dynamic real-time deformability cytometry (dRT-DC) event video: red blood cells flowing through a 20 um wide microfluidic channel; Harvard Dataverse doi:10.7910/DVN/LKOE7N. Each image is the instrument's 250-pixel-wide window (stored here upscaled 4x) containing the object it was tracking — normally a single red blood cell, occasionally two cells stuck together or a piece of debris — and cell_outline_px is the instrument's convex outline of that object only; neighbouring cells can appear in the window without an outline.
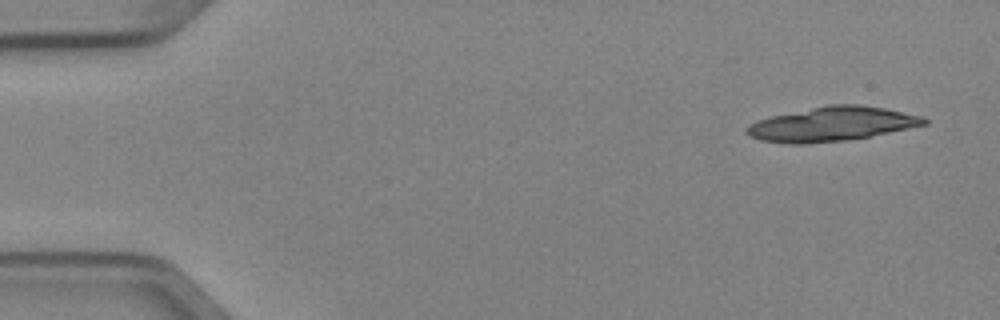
{"species": "Egyptian fruit bat (a non-hibernating species)", "species_latin": "Rousettus aegyptiacus", "temperature_condition": "cold", "stored_images_in_passage": 4, "camera_frame_rate_fps": 3000, "um_per_image_px": 0.085, "animal": {"sex": "female"}, "frame": {"image": 1, "passage_image": 1, "time_ms": 0.0, "image_size_px": [1000, 320], "cell_outline_px": [[928, 124], [868, 136], [844, 140], [800, 144], [792, 144], [760, 140], [748, 136], [744, 132], [744, 128], [748, 124], [756, 120], [772, 116], [828, 104], [856, 104], [884, 108], [924, 116], [928, 120]], "centroid_in_image_um": [70.66, 10.54], "position_along_channel_um": 14.3, "area_um2": 35.32}}